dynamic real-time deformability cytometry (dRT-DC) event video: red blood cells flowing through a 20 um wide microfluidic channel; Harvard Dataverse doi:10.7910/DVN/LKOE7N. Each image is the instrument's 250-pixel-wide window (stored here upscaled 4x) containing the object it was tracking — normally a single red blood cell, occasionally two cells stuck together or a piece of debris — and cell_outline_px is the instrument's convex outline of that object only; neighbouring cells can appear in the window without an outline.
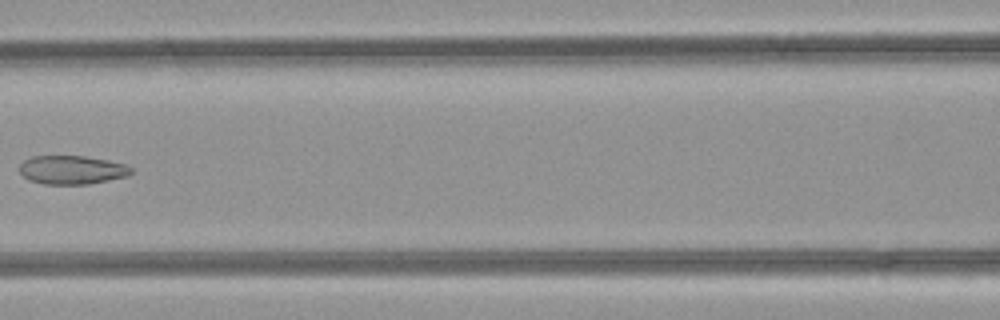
{"species": "common noctule bat (a hibernating species)", "species_latin": "Nyctalus noctula", "temperature_condition": "room temperature", "stored_images_in_passage": 7, "camera_frame_rate_fps": 3000, "um_per_image_px": 0.085, "animal": {"sex": "female", "body_mass_g": 21.9}, "frame": {"image": 1, "passage_image": 7, "time_ms": 2.0, "image_size_px": [1000, 320], "cell_outline_px": [[132, 172], [128, 176], [88, 184], [44, 184], [28, 180], [20, 172], [20, 164], [24, 160], [32, 156], [84, 156], [108, 160], [128, 164], [132, 168]], "centroid_in_image_um": [6.13, 14.43], "position_along_channel_um": 160.5, "area_um2": 18.73}}